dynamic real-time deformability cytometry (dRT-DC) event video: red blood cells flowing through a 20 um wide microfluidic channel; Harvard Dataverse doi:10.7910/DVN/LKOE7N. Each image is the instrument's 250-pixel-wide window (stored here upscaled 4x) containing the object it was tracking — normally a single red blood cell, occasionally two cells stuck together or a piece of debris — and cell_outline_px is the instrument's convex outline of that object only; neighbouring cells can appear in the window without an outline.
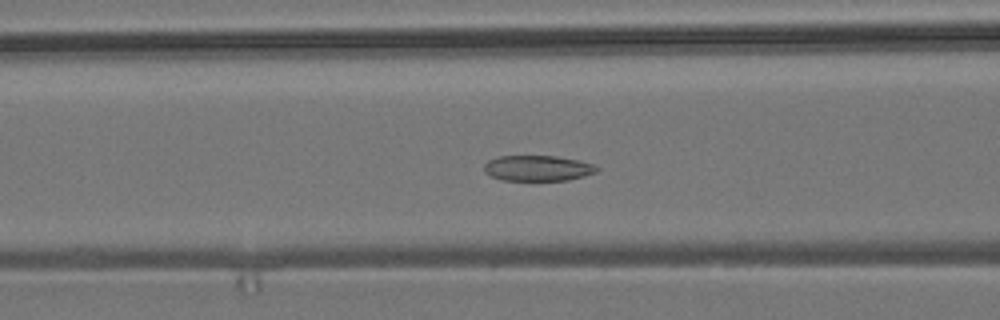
{"species": "common noctule bat (a hibernating species)", "species_latin": "Nyctalus noctula", "temperature_condition": "room temperature", "stored_images_in_passage": 30, "camera_frame_rate_fps": 3000, "um_per_image_px": 0.085, "animal": {"sex": "male", "body_mass_g": 19.2, "forearm_length_mm": 51.8}, "frame": {"image": 1, "passage_image": 22, "time_ms": 7.0, "image_size_px": [1000, 320], "cell_outline_px": [[600, 168], [596, 172], [584, 176], [568, 180], [500, 180], [484, 172], [484, 164], [488, 160], [500, 156], [556, 156], [580, 160], [592, 164]], "centroid_in_image_um": [45.7, 14.29], "position_along_channel_um": 120.9, "area_um2": 16.82}}
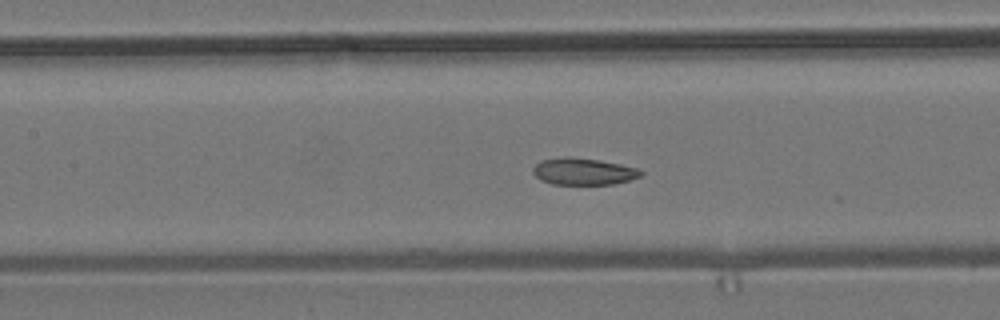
{"frame": {"image": 2, "passage_image": 25, "time_ms": 8.0, "image_size_px": [1000, 320], "cell_outline_px": [[644, 172], [640, 176], [628, 180], [612, 184], [552, 184], [540, 180], [532, 172], [532, 168], [540, 160], [564, 156], [568, 156], [600, 160], [640, 168]], "centroid_in_image_um": [49.57, 14.56], "position_along_channel_um": 157.8, "area_um2": 16.99}}
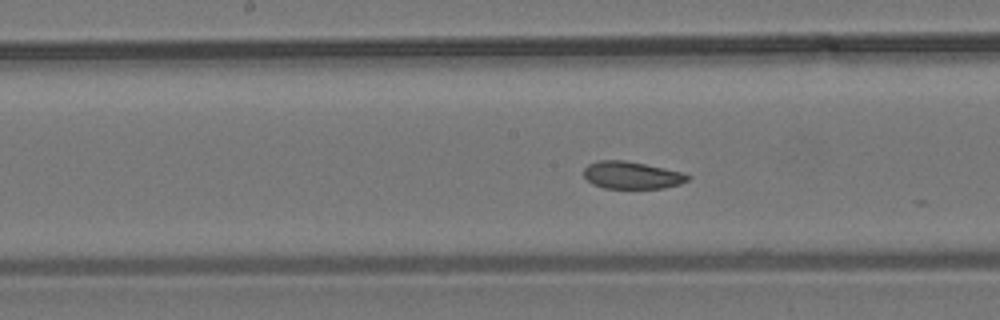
{"frame": {"image": 3, "passage_image": 28, "time_ms": 9.0, "image_size_px": [1000, 320], "cell_outline_px": [[692, 176], [688, 180], [680, 184], [664, 188], [604, 188], [592, 184], [584, 176], [584, 168], [588, 164], [600, 160], [624, 160], [684, 172]], "centroid_in_image_um": [53.72, 14.89], "position_along_channel_um": 194.5, "area_um2": 16.59}}